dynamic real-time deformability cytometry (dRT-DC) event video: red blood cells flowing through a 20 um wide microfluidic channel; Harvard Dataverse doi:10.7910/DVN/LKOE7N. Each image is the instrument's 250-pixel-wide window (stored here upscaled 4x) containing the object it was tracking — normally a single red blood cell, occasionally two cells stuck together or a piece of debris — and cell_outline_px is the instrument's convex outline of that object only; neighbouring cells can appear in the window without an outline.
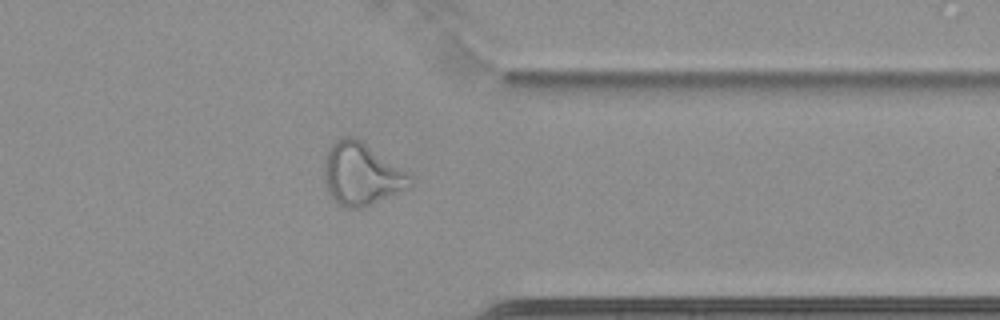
{"species": "common noctule bat (a hibernating species)", "species_latin": "Nyctalus noctula", "temperature_condition": "cold", "stored_images_in_passage": 62, "camera_frame_rate_fps": 3000, "um_per_image_px": 0.085, "animal": {"sex": "female", "body_mass_g": 22.7, "forearm_length_mm": 54.2}, "frame": {"image": 1, "passage_image": 51, "time_ms": 16.667, "image_size_px": [1000, 320], "cell_outline_px": [[412, 184], [364, 208], [344, 208], [328, 192], [324, 176], [324, 160], [328, 148], [336, 140], [344, 136], [352, 136], [360, 140], [408, 172], [412, 176]], "centroid_in_image_um": [30.69, 14.78], "position_along_channel_um": 380.7, "area_um2": 30.75}}
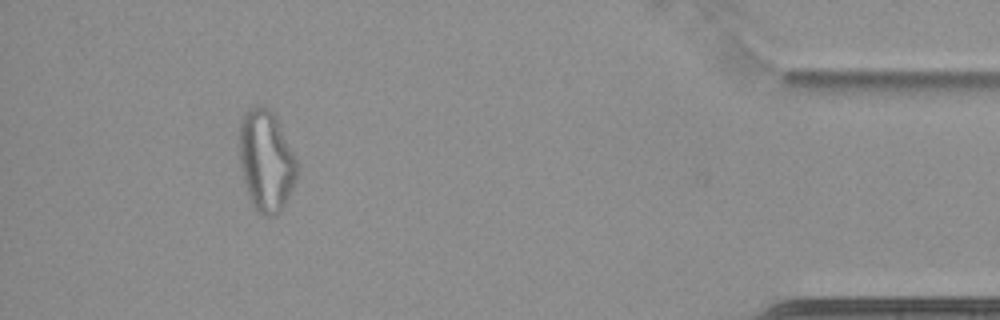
{"frame": {"image": 2, "passage_image": 58, "time_ms": 19.0, "image_size_px": [1000, 320], "cell_outline_px": [[296, 180], [280, 212], [276, 216], [268, 216], [260, 212], [252, 204], [244, 180], [240, 164], [240, 120], [244, 112], [248, 108], [256, 104], [268, 108], [276, 116], [296, 156]], "centroid_in_image_um": [22.62, 13.61], "position_along_channel_um": 412.6, "area_um2": 33.81}}